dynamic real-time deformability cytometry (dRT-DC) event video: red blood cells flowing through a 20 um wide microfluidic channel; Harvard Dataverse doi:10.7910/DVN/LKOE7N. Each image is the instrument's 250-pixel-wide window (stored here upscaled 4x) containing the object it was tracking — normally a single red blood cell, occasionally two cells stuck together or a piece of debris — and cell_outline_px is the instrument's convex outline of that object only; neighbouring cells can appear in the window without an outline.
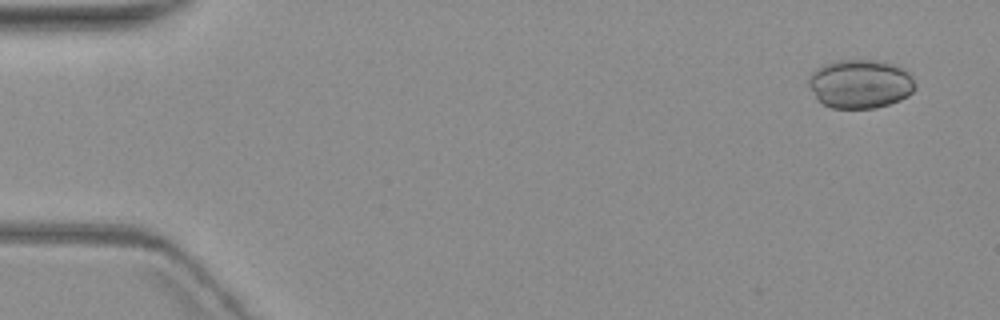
{"species": "common noctule bat (a hibernating species)", "species_latin": "Nyctalus noctula", "temperature_condition": "warm", "stored_images_in_passage": 6, "camera_frame_rate_fps": 3000, "um_per_image_px": 0.085, "animal": {"sex": "female", "body_mass_g": 19.3, "forearm_length_mm": 54.1}, "frame": {"image": 1, "passage_image": 1, "time_ms": 0.0, "image_size_px": [1000, 320], "cell_outline_px": [[916, 88], [908, 96], [900, 100], [876, 108], [832, 108], [824, 104], [816, 96], [808, 84], [808, 80], [812, 72], [816, 68], [824, 64], [840, 60], [872, 60], [892, 64], [904, 68], [912, 76], [916, 84]], "centroid_in_image_um": [73.15, 7.13], "position_along_channel_um": 11.9, "area_um2": 30.23}}